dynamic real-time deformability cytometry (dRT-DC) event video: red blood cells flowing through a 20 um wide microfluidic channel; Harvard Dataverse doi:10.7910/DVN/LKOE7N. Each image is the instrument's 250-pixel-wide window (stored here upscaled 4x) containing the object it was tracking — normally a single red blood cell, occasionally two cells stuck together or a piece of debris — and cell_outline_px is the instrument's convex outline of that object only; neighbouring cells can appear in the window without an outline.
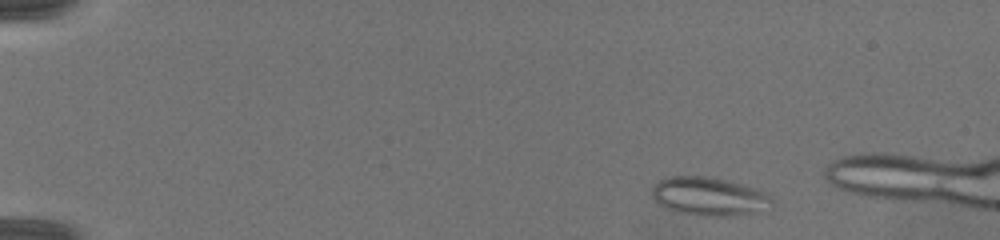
{"species": "common noctule bat (a hibernating species)", "species_latin": "Nyctalus noctula", "temperature_condition": "warm", "stored_images_in_passage": 43, "camera_frame_rate_fps": 3000, "um_per_image_px": 0.085, "animal": {"sex": "female", "body_mass_g": 19.5, "forearm_length_mm": 54.1}, "frame": {"image": 1, "passage_image": 4, "time_ms": 1.0, "image_size_px": [1000, 240], "cell_outline_px": [[772, 200], [748, 212], [732, 216], [704, 216], [680, 212], [668, 208], [660, 204], [652, 196], [652, 188], [660, 180], [672, 176], [700, 176], [724, 180], [760, 192], [768, 196]], "centroid_in_image_um": [60.07, 16.69], "position_along_channel_um": 24.9, "area_um2": 25.09}}
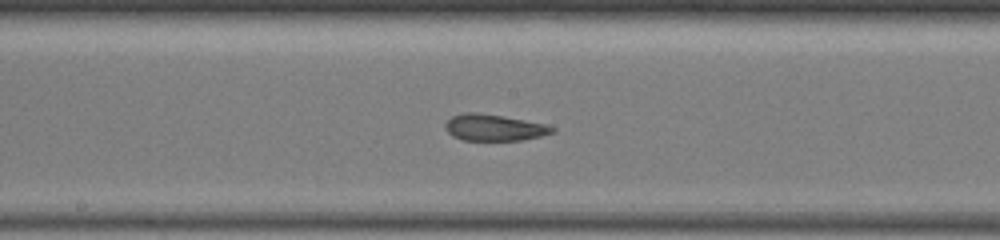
{"frame": {"image": 2, "passage_image": 25, "time_ms": 8.0, "image_size_px": [1000, 240], "cell_outline_px": [[556, 128], [552, 132], [540, 136], [520, 140], [464, 140], [452, 136], [444, 128], [444, 124], [452, 116], [464, 112], [476, 112], [524, 120], [544, 124]], "centroid_in_image_um": [41.94, 10.84], "position_along_channel_um": 206.3, "area_um2": 16.24}}
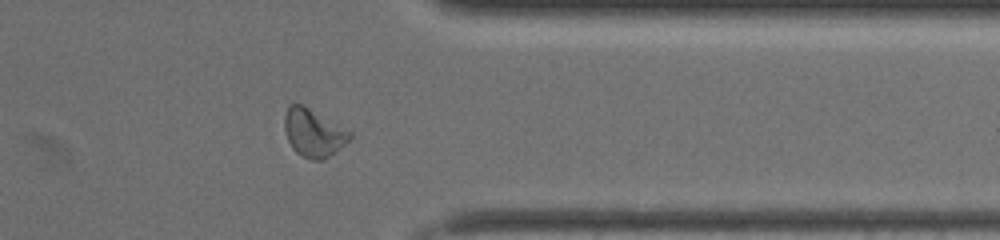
{"frame": {"image": 3, "passage_image": 38, "time_ms": 12.333, "image_size_px": [1000, 240], "cell_outline_px": [[352, 140], [324, 160], [312, 160], [296, 152], [292, 148], [288, 140], [284, 128], [284, 116], [288, 104], [300, 104], [308, 108], [352, 132]], "centroid_in_image_um": [26.66, 11.31], "position_along_channel_um": 384.7, "area_um2": 18.15}}